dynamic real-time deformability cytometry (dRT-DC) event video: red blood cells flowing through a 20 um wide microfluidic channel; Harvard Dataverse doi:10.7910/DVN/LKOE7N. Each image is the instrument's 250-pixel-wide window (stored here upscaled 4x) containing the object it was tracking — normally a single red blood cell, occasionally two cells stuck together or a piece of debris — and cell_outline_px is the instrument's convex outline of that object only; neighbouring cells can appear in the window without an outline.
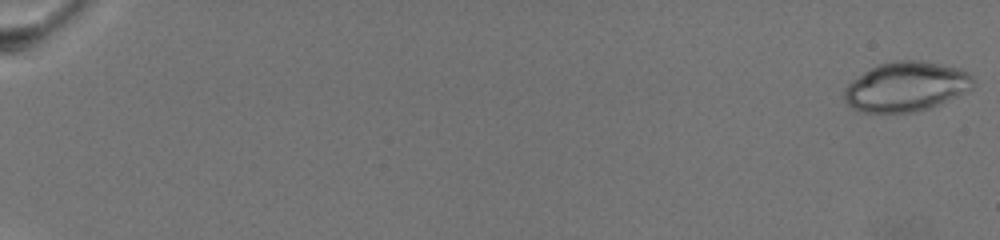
{"species": "common noctule bat (a hibernating species)", "species_latin": "Nyctalus noctula", "temperature_condition": "warm", "stored_images_in_passage": 21, "camera_frame_rate_fps": 3000, "um_per_image_px": 0.085, "animal": {"sex": "female", "body_mass_g": 19.5, "forearm_length_mm": 54.1}, "frame": {"image": 1, "passage_image": 1, "time_ms": 0.0, "image_size_px": [1000, 240], "cell_outline_px": [[972, 88], [968, 92], [928, 108], [912, 112], [864, 112], [852, 108], [844, 100], [844, 88], [852, 80], [864, 72], [880, 64], [896, 60], [924, 60], [960, 68], [968, 72], [972, 76]], "centroid_in_image_um": [77.03, 7.35], "position_along_channel_um": 8.0, "area_um2": 37.17}}